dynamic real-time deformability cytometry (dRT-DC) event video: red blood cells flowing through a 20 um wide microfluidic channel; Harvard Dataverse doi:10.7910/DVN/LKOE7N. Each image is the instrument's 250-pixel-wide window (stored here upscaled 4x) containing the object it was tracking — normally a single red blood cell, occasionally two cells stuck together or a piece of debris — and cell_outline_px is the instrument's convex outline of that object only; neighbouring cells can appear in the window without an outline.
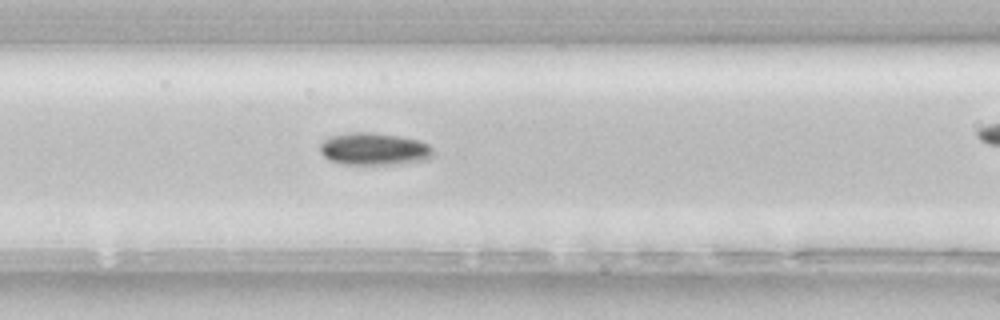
{"species": "common noctule bat (a hibernating species)", "species_latin": "Nyctalus noctula", "temperature_condition": "room temperature", "stored_images_in_passage": 37, "camera_frame_rate_fps": 3000, "um_per_image_px": 0.085, "animal": {"sex": "female", "body_mass_g": 22.7, "forearm_length_mm": 54.2}, "frame": {"image": 1, "passage_image": 17, "time_ms": 5.333, "image_size_px": [1000, 320], "cell_outline_px": [[432, 156], [424, 160], [388, 164], [344, 164], [328, 160], [320, 152], [320, 144], [324, 140], [332, 136], [352, 132], [372, 132], [420, 140], [428, 144], [432, 148]], "centroid_in_image_um": [31.77, 12.66], "position_along_channel_um": 134.8, "area_um2": 21.04}}
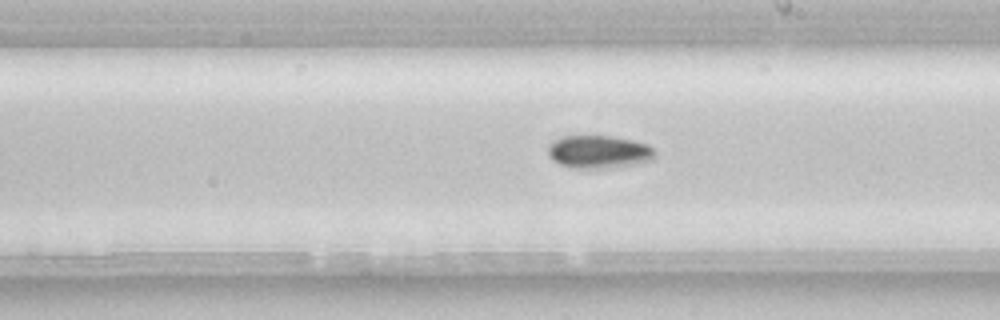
{"frame": {"image": 2, "passage_image": 25, "time_ms": 8.0, "image_size_px": [1000, 320], "cell_outline_px": [[656, 156], [652, 160], [636, 164], [608, 168], [572, 168], [560, 164], [552, 160], [548, 152], [548, 144], [560, 136], [612, 136], [632, 140], [648, 144], [656, 152]], "centroid_in_image_um": [50.9, 12.9], "position_along_channel_um": 238.1, "area_um2": 20.69}}
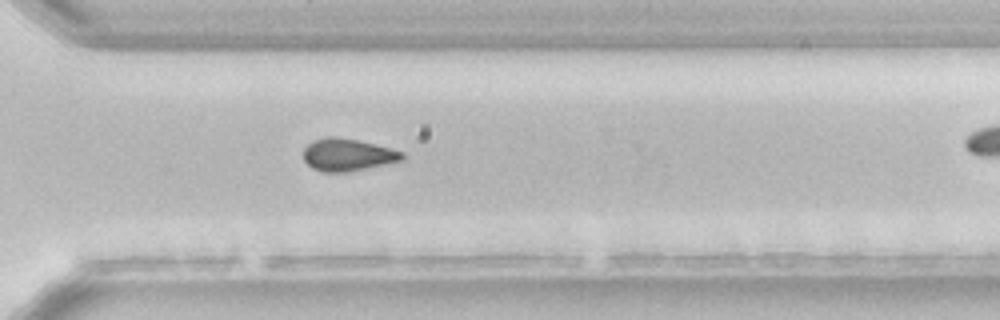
{"frame": {"image": 3, "passage_image": 33, "time_ms": 10.667, "image_size_px": [1000, 320], "cell_outline_px": [[404, 160], [388, 164], [348, 172], [324, 172], [312, 168], [304, 160], [304, 148], [308, 144], [316, 140], [328, 136], [332, 136], [356, 140], [376, 144], [404, 152]], "centroid_in_image_um": [29.58, 13.17], "position_along_channel_um": 341.0, "area_um2": 18.61}}